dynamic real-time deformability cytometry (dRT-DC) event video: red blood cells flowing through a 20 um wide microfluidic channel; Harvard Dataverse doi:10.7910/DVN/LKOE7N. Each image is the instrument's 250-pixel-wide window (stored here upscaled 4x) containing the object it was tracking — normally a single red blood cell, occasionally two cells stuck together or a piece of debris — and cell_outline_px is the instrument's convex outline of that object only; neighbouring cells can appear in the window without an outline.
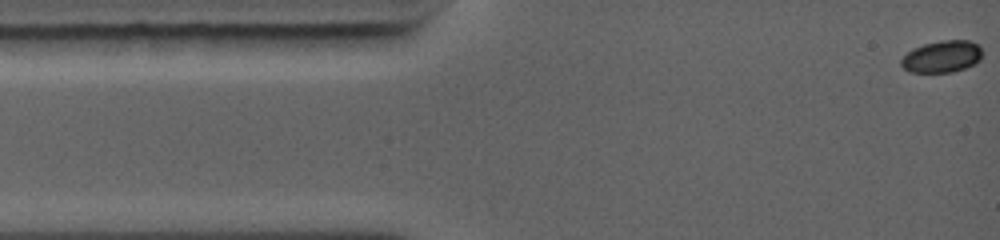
{"species": "common noctule bat (a hibernating species)", "species_latin": "Nyctalus noctula", "temperature_condition": "warm", "stored_images_in_passage": 4, "camera_frame_rate_fps": 5000, "um_per_image_px": 0.085, "animal": {"sex": "female", "body_mass_g": 19.0, "forearm_length_mm": 56.7}, "frame": {"image": 1, "passage_image": 1, "time_ms": 0.0, "image_size_px": [1000, 240], "cell_outline_px": [[980, 60], [964, 68], [952, 72], [912, 72], [904, 68], [900, 64], [900, 60], [912, 48], [924, 44], [940, 40], [968, 40], [976, 44], [980, 48]], "centroid_in_image_um": [80.03, 4.8], "position_along_channel_um": 5.0, "area_um2": 14.85}}